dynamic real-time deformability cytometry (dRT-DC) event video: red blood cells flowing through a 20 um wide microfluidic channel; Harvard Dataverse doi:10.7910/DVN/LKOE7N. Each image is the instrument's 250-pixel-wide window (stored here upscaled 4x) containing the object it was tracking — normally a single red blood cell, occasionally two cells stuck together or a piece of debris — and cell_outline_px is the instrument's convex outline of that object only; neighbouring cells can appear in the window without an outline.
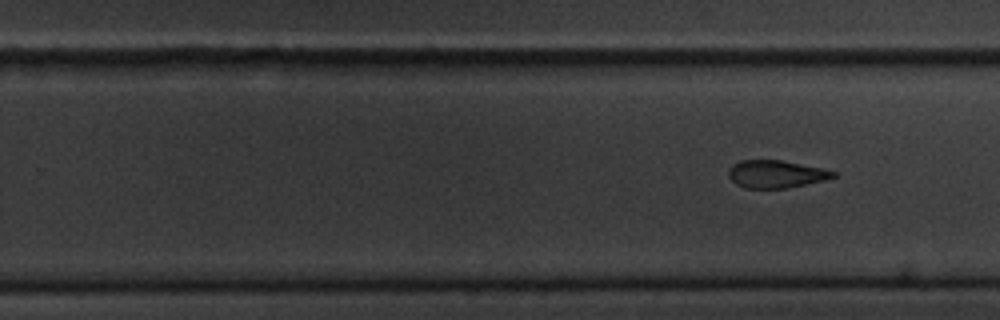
{"species": "common noctule bat (a hibernating species)", "species_latin": "Nyctalus noctula", "temperature_condition": "cold", "stored_images_in_passage": 11, "segment_of_instrument_passage": [2, 2], "camera_frame_rate_fps": 3000, "um_per_image_px": 0.085, "animal": {"sex": "male", "body_mass_g": 20.1, "forearm_length_mm": 53.5}, "frame": {"image": 1, "passage_image": 11, "time_ms": 12.667, "image_size_px": [1000, 320], "cell_outline_px": [[836, 176], [824, 180], [784, 188], [744, 188], [736, 184], [728, 176], [728, 168], [732, 164], [740, 160], [780, 160], [824, 168], [836, 172]], "centroid_in_image_um": [65.92, 14.78], "position_along_channel_um": 263.9, "area_um2": 16.82}}